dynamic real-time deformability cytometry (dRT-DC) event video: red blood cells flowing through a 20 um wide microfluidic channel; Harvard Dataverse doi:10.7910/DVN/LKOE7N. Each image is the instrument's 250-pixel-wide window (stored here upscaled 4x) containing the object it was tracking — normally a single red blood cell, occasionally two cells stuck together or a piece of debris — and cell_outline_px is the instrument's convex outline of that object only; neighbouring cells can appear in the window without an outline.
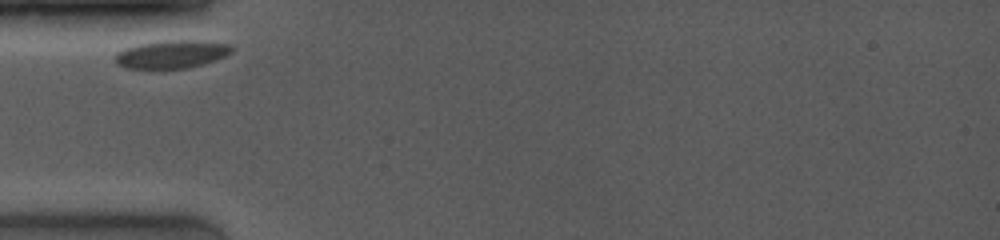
{"species": "common noctule bat (a hibernating species)", "species_latin": "Nyctalus noctula", "temperature_condition": "room temperature", "stored_images_in_passage": 6, "camera_frame_rate_fps": 4000, "um_per_image_px": 0.085, "animal": {"sex": "female", "body_mass_g": 19.0, "forearm_length_mm": 53.3}, "frame": {"image": 1, "passage_image": 1, "time_ms": 0.0, "image_size_px": [1000, 240], "cell_outline_px": [[232, 52], [224, 56], [204, 64], [188, 68], [160, 72], [148, 72], [124, 68], [116, 64], [116, 52], [124, 48], [140, 44], [164, 40], [196, 40], [228, 44], [232, 48]], "centroid_in_image_um": [14.49, 4.68], "position_along_channel_um": 70.5, "area_um2": 20.0}}